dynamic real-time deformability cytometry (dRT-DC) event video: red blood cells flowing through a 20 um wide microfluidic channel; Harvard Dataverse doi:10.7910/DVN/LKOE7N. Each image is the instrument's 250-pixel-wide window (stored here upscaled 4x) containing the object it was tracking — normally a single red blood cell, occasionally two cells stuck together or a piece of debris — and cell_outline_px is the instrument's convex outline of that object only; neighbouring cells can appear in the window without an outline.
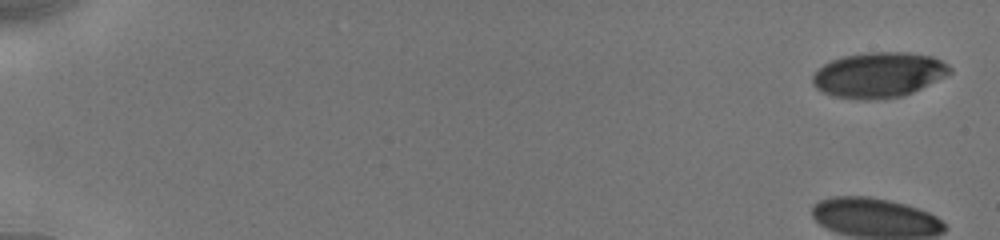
{"species": "human", "species_latin": "Homo sapiens", "temperature_condition": "cold", "stored_images_in_passage": 13, "camera_frame_rate_fps": 3000, "um_per_image_px": 0.085, "donor": {"sex": "male"}, "frame": {"image": 1, "passage_image": 1, "time_ms": 0.0, "image_size_px": [1000, 240], "cell_outline_px": [[952, 72], [912, 92], [900, 96], [836, 96], [824, 92], [816, 88], [812, 84], [812, 76], [824, 64], [832, 60], [844, 56], [868, 52], [908, 52], [932, 56], [948, 64], [952, 68]], "centroid_in_image_um": [74.71, 6.29], "position_along_channel_um": 10.3, "area_um2": 34.8}}